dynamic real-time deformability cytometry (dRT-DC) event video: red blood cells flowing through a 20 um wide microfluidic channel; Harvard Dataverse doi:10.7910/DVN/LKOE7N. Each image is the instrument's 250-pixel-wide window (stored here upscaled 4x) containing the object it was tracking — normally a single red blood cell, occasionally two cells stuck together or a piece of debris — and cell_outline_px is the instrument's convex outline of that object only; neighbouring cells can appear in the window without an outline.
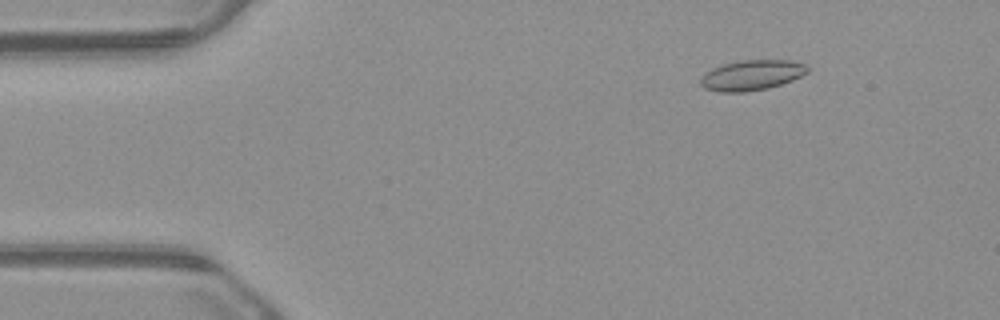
{"species": "common noctule bat (a hibernating species)", "species_latin": "Nyctalus noctula", "temperature_condition": "warm", "stored_images_in_passage": 54, "camera_frame_rate_fps": 3000, "um_per_image_px": 0.085, "animal": {"sex": "male", "body_mass_g": 23.1, "forearm_length_mm": 52.7}, "frame": {"image": 1, "passage_image": 7, "time_ms": 2.0, "image_size_px": [1000, 320], "cell_outline_px": [[808, 72], [792, 80], [768, 88], [744, 92], [720, 92], [704, 88], [700, 84], [700, 80], [704, 72], [712, 68], [724, 64], [744, 60], [792, 60], [804, 64], [808, 68]], "centroid_in_image_um": [63.87, 6.39], "position_along_channel_um": 21.1, "area_um2": 18.79}}
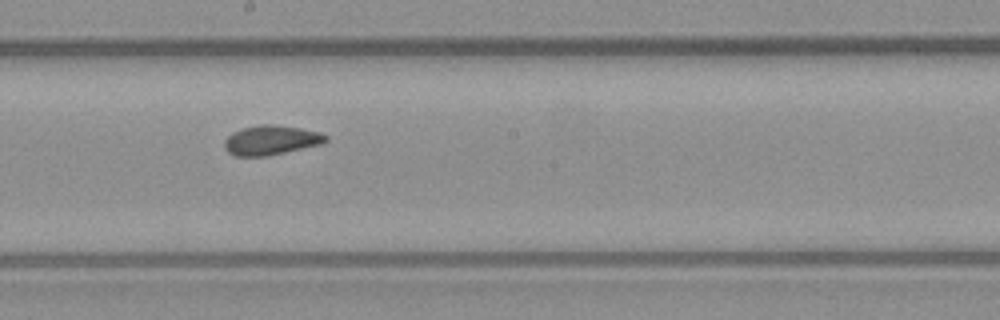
{"frame": {"image": 2, "passage_image": 29, "time_ms": 9.333, "image_size_px": [1000, 320], "cell_outline_px": [[328, 140], [320, 144], [268, 156], [236, 156], [228, 152], [224, 148], [224, 140], [232, 132], [244, 128], [260, 124], [272, 124], [300, 128], [320, 132], [328, 136]], "centroid_in_image_um": [23.02, 11.91], "position_along_channel_um": 225.2, "area_um2": 17.4}}
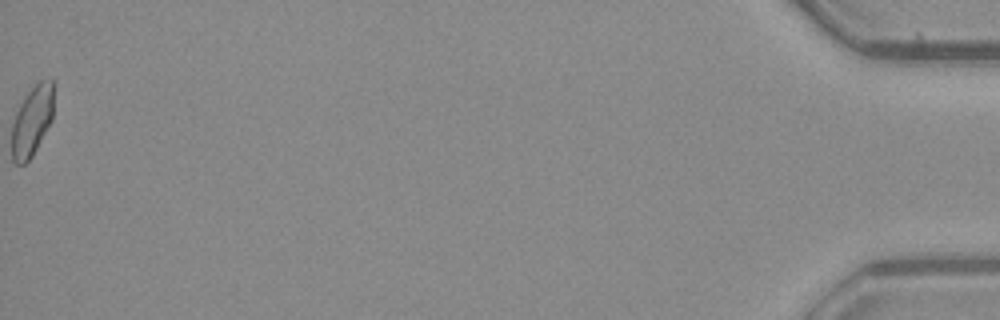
{"frame": {"image": 3, "passage_image": 54, "time_ms": 17.667, "image_size_px": [1000, 320], "cell_outline_px": [[52, 120], [32, 156], [24, 164], [16, 164], [12, 160], [12, 124], [16, 112], [20, 104], [28, 92], [40, 80], [52, 80]], "centroid_in_image_um": [2.7, 10.31], "position_along_channel_um": 432.5, "area_um2": 16.76}, "authors_computed_cell_mechanics": {"area_um2": 17.4267, "velocity_mm_per_s": 3.8486, "shape_relaxation_time_tau1_ms": null, "shape_relaxation_time_tau2_ms": 2.1182, "deformation_change_tau1": null, "deformation_change_tau2": 0.0772}}